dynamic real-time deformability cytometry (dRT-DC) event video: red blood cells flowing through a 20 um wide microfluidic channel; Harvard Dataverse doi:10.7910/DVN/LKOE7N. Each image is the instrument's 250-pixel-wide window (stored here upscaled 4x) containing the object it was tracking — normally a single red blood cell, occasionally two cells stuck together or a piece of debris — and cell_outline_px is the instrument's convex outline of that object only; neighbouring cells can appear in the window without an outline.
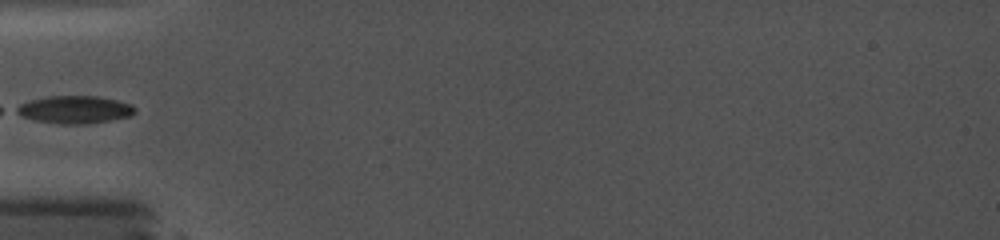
{"species": "common noctule bat (a hibernating species)", "species_latin": "Nyctalus noctula", "temperature_condition": "cold", "stored_images_in_passage": 3, "camera_frame_rate_fps": 5000, "um_per_image_px": 0.085, "animal": {"sex": "female", "body_mass_g": 19.0, "forearm_length_mm": 56.7}, "frame": {"image": 1, "passage_image": 1, "time_ms": 0.0, "image_size_px": [1000, 240], "cell_outline_px": [[136, 112], [132, 116], [84, 124], [60, 124], [36, 120], [20, 116], [12, 112], [12, 108], [28, 100], [48, 96], [96, 96], [116, 100], [132, 104], [136, 108]], "centroid_in_image_um": [6.29, 9.31], "position_along_channel_um": 78.7, "area_um2": 19.31}}